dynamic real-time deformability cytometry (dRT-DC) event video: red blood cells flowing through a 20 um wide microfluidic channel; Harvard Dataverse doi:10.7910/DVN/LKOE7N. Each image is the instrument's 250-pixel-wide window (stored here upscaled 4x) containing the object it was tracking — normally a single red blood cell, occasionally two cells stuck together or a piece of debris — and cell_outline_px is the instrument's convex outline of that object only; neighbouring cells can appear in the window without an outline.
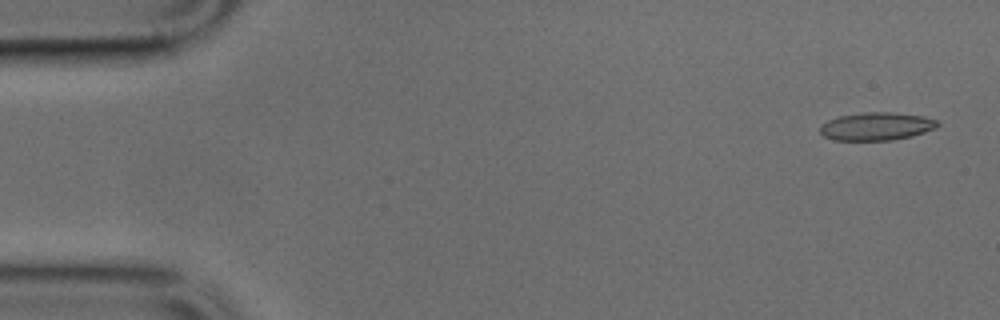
{"species": "common noctule bat (a hibernating species)", "species_latin": "Nyctalus noctula", "temperature_condition": "cold", "stored_images_in_passage": 49, "camera_frame_rate_fps": 3000, "um_per_image_px": 0.085, "animal": {"sex": "male", "body_mass_g": 17.9, "forearm_length_mm": 54.2}, "frame": {"image": 1, "passage_image": 2, "time_ms": 0.333, "image_size_px": [1000, 320], "cell_outline_px": [[940, 124], [936, 128], [912, 136], [892, 140], [832, 140], [824, 136], [820, 132], [820, 124], [828, 120], [840, 116], [864, 112], [892, 112], [924, 116], [936, 120]], "centroid_in_image_um": [74.49, 10.74], "position_along_channel_um": 10.5, "area_um2": 19.19}}
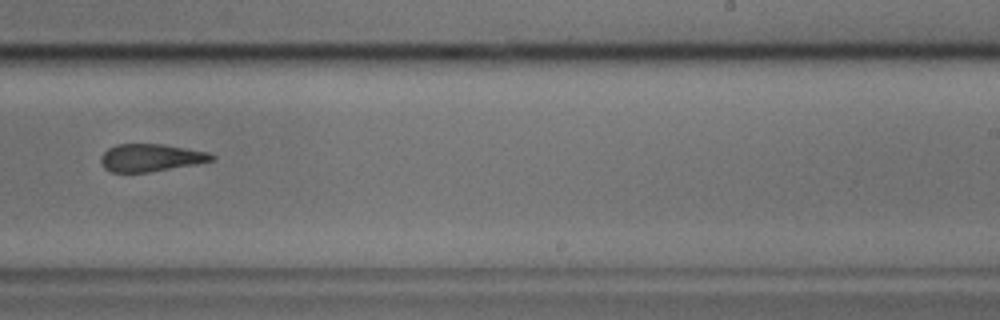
{"frame": {"image": 2, "passage_image": 30, "time_ms": 9.667, "image_size_px": [1000, 320], "cell_outline_px": [[216, 156], [212, 160], [196, 164], [148, 172], [112, 172], [104, 168], [100, 160], [100, 156], [108, 148], [116, 144], [164, 144], [208, 152]], "centroid_in_image_um": [12.79, 13.4], "position_along_channel_um": 276.2, "area_um2": 17.74}}
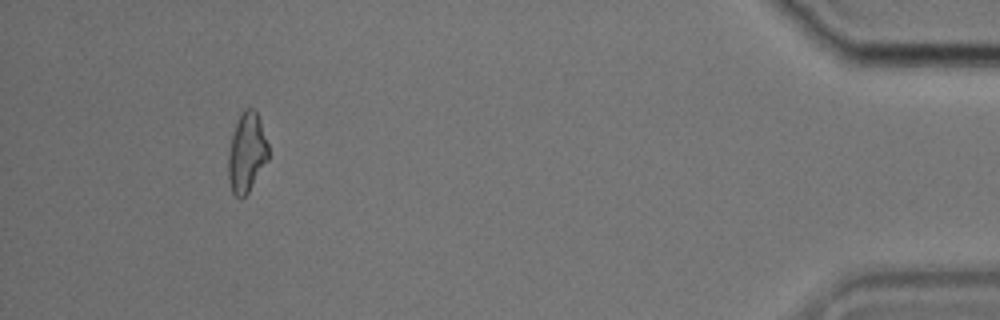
{"frame": {"image": 3, "passage_image": 45, "time_ms": 14.667, "image_size_px": [1000, 320], "cell_outline_px": [[268, 160], [248, 192], [240, 200], [232, 192], [228, 180], [228, 152], [232, 136], [240, 112], [244, 108], [252, 108], [256, 112], [260, 120], [268, 144]], "centroid_in_image_um": [20.96, 12.98], "position_along_channel_um": 414.2, "area_um2": 18.55}}